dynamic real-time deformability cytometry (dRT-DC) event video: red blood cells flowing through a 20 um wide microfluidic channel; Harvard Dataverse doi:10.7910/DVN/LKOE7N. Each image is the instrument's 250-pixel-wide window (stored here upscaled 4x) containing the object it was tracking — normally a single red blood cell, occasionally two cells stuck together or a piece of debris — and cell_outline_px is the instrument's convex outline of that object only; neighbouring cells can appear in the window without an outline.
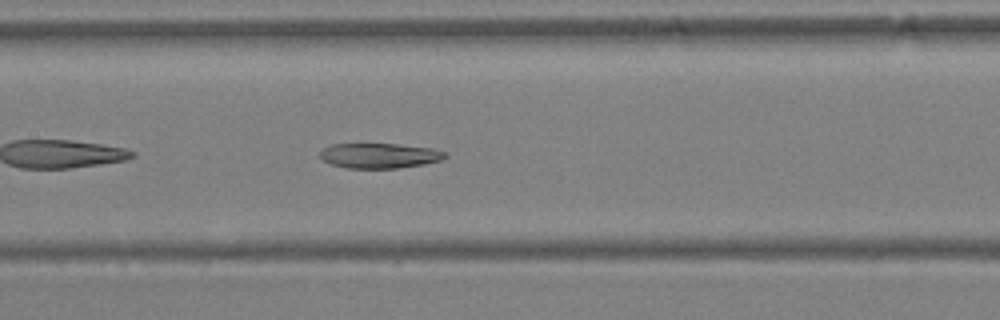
{"species": "Egyptian fruit bat (a non-hibernating species)", "species_latin": "Rousettus aegyptiacus", "temperature_condition": "warm", "stored_images_in_passage": 33, "camera_frame_rate_fps": 3000, "um_per_image_px": 0.085, "animal": {"sex": "female"}, "frame": {"image": 1, "passage_image": 8, "time_ms": 2.333, "image_size_px": [1000, 320], "cell_outline_px": [[448, 156], [440, 160], [424, 164], [396, 168], [348, 168], [332, 164], [324, 160], [320, 156], [320, 152], [324, 148], [332, 144], [396, 144], [432, 148], [444, 152]], "centroid_in_image_um": [32.26, 13.23], "position_along_channel_um": 175.1, "area_um2": 18.03}}
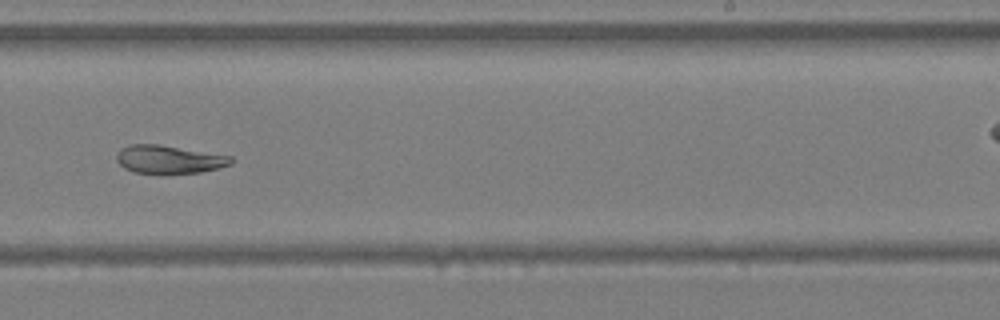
{"frame": {"image": 2, "passage_image": 15, "time_ms": 4.667, "image_size_px": [1000, 320], "cell_outline_px": [[236, 160], [232, 164], [220, 168], [200, 172], [168, 176], [132, 172], [124, 168], [116, 160], [116, 152], [120, 148], [128, 144], [160, 144], [232, 156]], "centroid_in_image_um": [14.37, 13.58], "position_along_channel_um": 274.6, "area_um2": 19.77}}
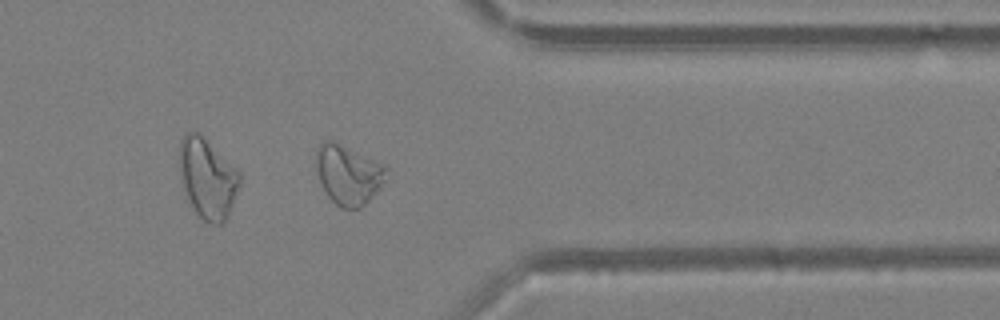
{"frame": {"image": 3, "passage_image": 23, "time_ms": 7.333, "image_size_px": [1000, 320], "cell_outline_px": [[388, 168], [384, 180], [368, 200], [360, 208], [340, 208], [328, 196], [320, 184], [316, 168], [316, 148], [324, 140], [332, 140], [384, 164]], "centroid_in_image_um": [29.56, 14.82], "position_along_channel_um": 381.8, "area_um2": 24.1}}